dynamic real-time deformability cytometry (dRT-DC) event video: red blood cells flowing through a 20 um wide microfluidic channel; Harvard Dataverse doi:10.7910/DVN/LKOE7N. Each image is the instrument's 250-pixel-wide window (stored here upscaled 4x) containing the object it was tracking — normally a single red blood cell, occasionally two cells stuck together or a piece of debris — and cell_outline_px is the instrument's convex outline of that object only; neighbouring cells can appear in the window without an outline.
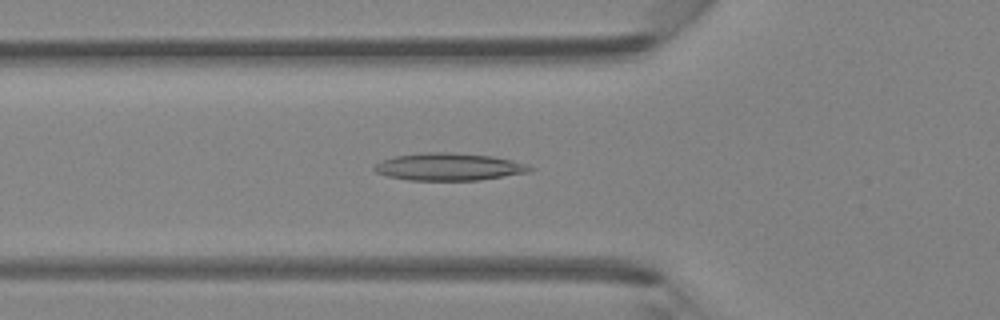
{"species": "Egyptian fruit bat (a non-hibernating species)", "species_latin": "Rousettus aegyptiacus", "temperature_condition": "room temperature", "stored_images_in_passage": 45, "camera_frame_rate_fps": 3000, "um_per_image_px": 0.085, "animal": {"sex": "female"}, "frame": {"image": 1, "passage_image": 16, "time_ms": 5.0, "image_size_px": [1000, 320], "cell_outline_px": [[536, 168], [532, 172], [480, 180], [408, 180], [388, 176], [376, 172], [372, 168], [380, 160], [392, 156], [424, 152], [452, 152], [492, 156], [512, 160], [528, 164]], "centroid_in_image_um": [38.19, 14.17], "position_along_channel_um": 87.6, "area_um2": 25.2}}
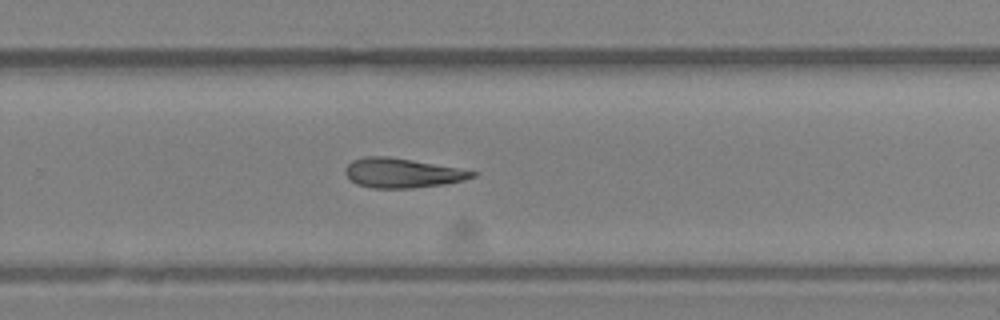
{"frame": {"image": 2, "passage_image": 30, "time_ms": 9.667, "image_size_px": [1000, 320], "cell_outline_px": [[480, 172], [476, 176], [464, 180], [444, 184], [412, 188], [372, 188], [356, 184], [344, 172], [344, 168], [352, 160], [364, 156], [388, 156], [412, 160]], "centroid_in_image_um": [34.18, 14.7], "position_along_channel_um": 295.6, "area_um2": 21.85}}
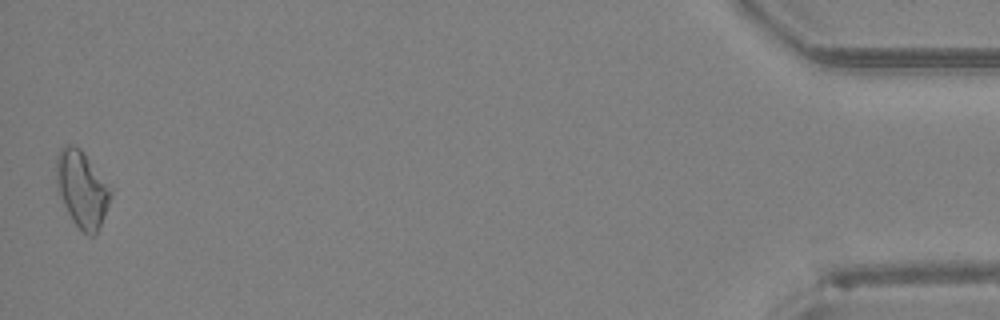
{"frame": {"image": 3, "passage_image": 45, "time_ms": 14.667, "image_size_px": [1000, 320], "cell_outline_px": [[112, 192], [104, 216], [96, 232], [92, 236], [88, 236], [72, 220], [56, 188], [56, 156], [60, 148], [68, 144], [72, 144], [80, 148], [112, 188]], "centroid_in_image_um": [6.95, 16.03], "position_along_channel_um": 428.3, "area_um2": 23.99}}